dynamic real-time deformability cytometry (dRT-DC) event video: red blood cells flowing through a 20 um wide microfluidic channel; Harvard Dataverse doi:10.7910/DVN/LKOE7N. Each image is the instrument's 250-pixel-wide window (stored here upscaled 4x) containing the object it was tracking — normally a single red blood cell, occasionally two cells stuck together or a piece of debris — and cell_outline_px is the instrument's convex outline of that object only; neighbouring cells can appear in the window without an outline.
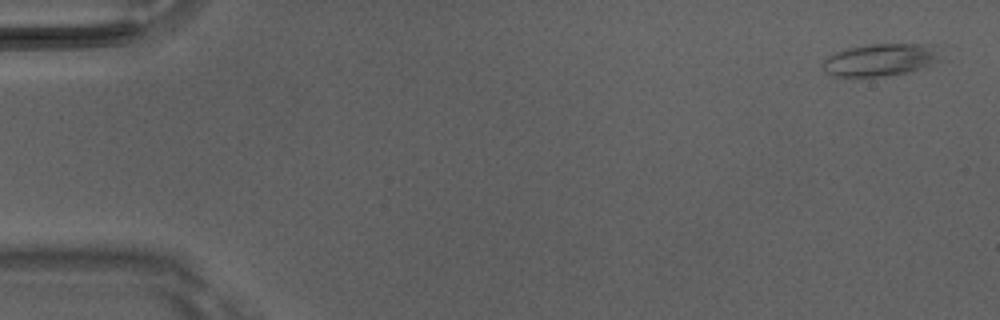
{"species": "Egyptian fruit bat (a non-hibernating species)", "species_latin": "Rousettus aegyptiacus", "temperature_condition": "room temperature", "stored_images_in_passage": 4, "camera_frame_rate_fps": 3000, "um_per_image_px": 0.085, "animal": {"sex": "male"}, "frame": {"image": 1, "passage_image": 1, "time_ms": 0.0, "image_size_px": [1000, 320], "cell_outline_px": [[936, 60], [932, 64], [908, 72], [884, 76], [832, 76], [824, 68], [824, 60], [828, 56], [836, 52], [848, 48], [872, 44], [932, 44], [936, 56]], "centroid_in_image_um": [74.78, 5.08], "position_along_channel_um": 10.2, "area_um2": 21.5}}
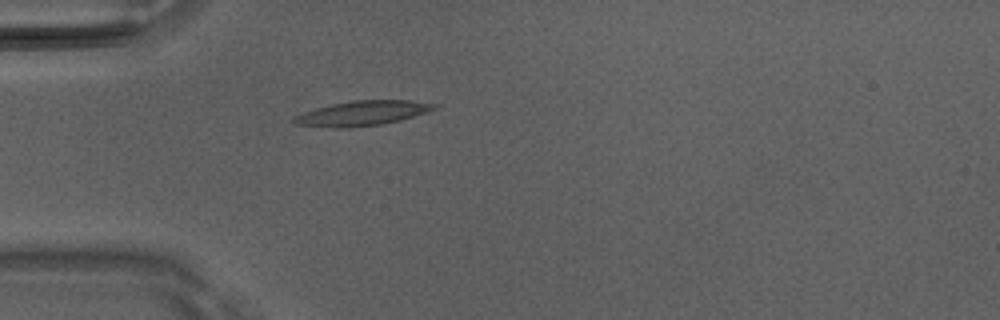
{"frame": {"image": 2, "passage_image": 4, "time_ms": 1.0, "image_size_px": [1000, 320], "cell_outline_px": [[436, 108], [428, 112], [400, 120], [380, 124], [348, 128], [336, 128], [296, 124], [292, 120], [292, 116], [316, 108], [332, 104], [352, 100], [412, 100], [436, 104]], "centroid_in_image_um": [30.78, 9.62], "position_along_channel_um": 54.2, "area_um2": 20.17}}